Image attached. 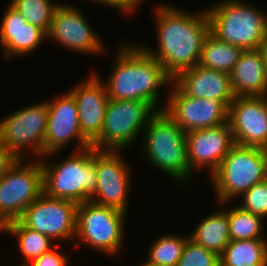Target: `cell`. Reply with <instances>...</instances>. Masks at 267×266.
Listing matches in <instances>:
<instances>
[{
    "instance_id": "9",
    "label": "cell",
    "mask_w": 267,
    "mask_h": 266,
    "mask_svg": "<svg viewBox=\"0 0 267 266\" xmlns=\"http://www.w3.org/2000/svg\"><path fill=\"white\" fill-rule=\"evenodd\" d=\"M16 159L0 179V229L18 220L23 212L43 193L41 159L22 164Z\"/></svg>"
},
{
    "instance_id": "25",
    "label": "cell",
    "mask_w": 267,
    "mask_h": 266,
    "mask_svg": "<svg viewBox=\"0 0 267 266\" xmlns=\"http://www.w3.org/2000/svg\"><path fill=\"white\" fill-rule=\"evenodd\" d=\"M0 231L16 235L19 246L18 249L26 261L20 266H27L34 259L54 248L52 247L53 245L55 246L54 242L49 237L38 231L29 229L19 220L8 222Z\"/></svg>"
},
{
    "instance_id": "15",
    "label": "cell",
    "mask_w": 267,
    "mask_h": 266,
    "mask_svg": "<svg viewBox=\"0 0 267 266\" xmlns=\"http://www.w3.org/2000/svg\"><path fill=\"white\" fill-rule=\"evenodd\" d=\"M228 123L235 144L267 149V95L235 97Z\"/></svg>"
},
{
    "instance_id": "13",
    "label": "cell",
    "mask_w": 267,
    "mask_h": 266,
    "mask_svg": "<svg viewBox=\"0 0 267 266\" xmlns=\"http://www.w3.org/2000/svg\"><path fill=\"white\" fill-rule=\"evenodd\" d=\"M119 151L95 149L97 187L90 200L127 212L128 192L131 190V170ZM97 196V197H96Z\"/></svg>"
},
{
    "instance_id": "7",
    "label": "cell",
    "mask_w": 267,
    "mask_h": 266,
    "mask_svg": "<svg viewBox=\"0 0 267 266\" xmlns=\"http://www.w3.org/2000/svg\"><path fill=\"white\" fill-rule=\"evenodd\" d=\"M156 112L146 101L109 99L101 133L91 146L100 151L124 150L139 137Z\"/></svg>"
},
{
    "instance_id": "1",
    "label": "cell",
    "mask_w": 267,
    "mask_h": 266,
    "mask_svg": "<svg viewBox=\"0 0 267 266\" xmlns=\"http://www.w3.org/2000/svg\"><path fill=\"white\" fill-rule=\"evenodd\" d=\"M155 13L157 49L142 47L174 79L179 73L199 64L204 40L210 33L209 17L206 10L194 14L170 4H158Z\"/></svg>"
},
{
    "instance_id": "26",
    "label": "cell",
    "mask_w": 267,
    "mask_h": 266,
    "mask_svg": "<svg viewBox=\"0 0 267 266\" xmlns=\"http://www.w3.org/2000/svg\"><path fill=\"white\" fill-rule=\"evenodd\" d=\"M230 240H250L262 237L263 218L238 205L228 209ZM262 232V233H261Z\"/></svg>"
},
{
    "instance_id": "23",
    "label": "cell",
    "mask_w": 267,
    "mask_h": 266,
    "mask_svg": "<svg viewBox=\"0 0 267 266\" xmlns=\"http://www.w3.org/2000/svg\"><path fill=\"white\" fill-rule=\"evenodd\" d=\"M220 266H267V240H231L220 255Z\"/></svg>"
},
{
    "instance_id": "14",
    "label": "cell",
    "mask_w": 267,
    "mask_h": 266,
    "mask_svg": "<svg viewBox=\"0 0 267 266\" xmlns=\"http://www.w3.org/2000/svg\"><path fill=\"white\" fill-rule=\"evenodd\" d=\"M54 99V100H53ZM52 100H47L48 118L44 140V156L54 155L63 149L71 140L76 139L78 145L73 151H80L91 146V143L82 135L79 127V118L76 101L68 91Z\"/></svg>"
},
{
    "instance_id": "33",
    "label": "cell",
    "mask_w": 267,
    "mask_h": 266,
    "mask_svg": "<svg viewBox=\"0 0 267 266\" xmlns=\"http://www.w3.org/2000/svg\"><path fill=\"white\" fill-rule=\"evenodd\" d=\"M16 158L3 146L0 141V179Z\"/></svg>"
},
{
    "instance_id": "18",
    "label": "cell",
    "mask_w": 267,
    "mask_h": 266,
    "mask_svg": "<svg viewBox=\"0 0 267 266\" xmlns=\"http://www.w3.org/2000/svg\"><path fill=\"white\" fill-rule=\"evenodd\" d=\"M73 95L82 135L92 143L101 133L109 97L104 80L96 73L69 90Z\"/></svg>"
},
{
    "instance_id": "22",
    "label": "cell",
    "mask_w": 267,
    "mask_h": 266,
    "mask_svg": "<svg viewBox=\"0 0 267 266\" xmlns=\"http://www.w3.org/2000/svg\"><path fill=\"white\" fill-rule=\"evenodd\" d=\"M198 245L215 252L219 256L230 240L228 209L219 210L200 220L199 225L189 235Z\"/></svg>"
},
{
    "instance_id": "19",
    "label": "cell",
    "mask_w": 267,
    "mask_h": 266,
    "mask_svg": "<svg viewBox=\"0 0 267 266\" xmlns=\"http://www.w3.org/2000/svg\"><path fill=\"white\" fill-rule=\"evenodd\" d=\"M173 83L186 95L200 99H216L227 108L236 97L228 73L197 65L179 73Z\"/></svg>"
},
{
    "instance_id": "11",
    "label": "cell",
    "mask_w": 267,
    "mask_h": 266,
    "mask_svg": "<svg viewBox=\"0 0 267 266\" xmlns=\"http://www.w3.org/2000/svg\"><path fill=\"white\" fill-rule=\"evenodd\" d=\"M78 204L59 198H53L44 192L23 212L18 219L24 226L56 239L75 238L76 212Z\"/></svg>"
},
{
    "instance_id": "31",
    "label": "cell",
    "mask_w": 267,
    "mask_h": 266,
    "mask_svg": "<svg viewBox=\"0 0 267 266\" xmlns=\"http://www.w3.org/2000/svg\"><path fill=\"white\" fill-rule=\"evenodd\" d=\"M56 247H58L57 244L49 252L43 253L27 266H67L69 257H67L66 253L59 252Z\"/></svg>"
},
{
    "instance_id": "29",
    "label": "cell",
    "mask_w": 267,
    "mask_h": 266,
    "mask_svg": "<svg viewBox=\"0 0 267 266\" xmlns=\"http://www.w3.org/2000/svg\"><path fill=\"white\" fill-rule=\"evenodd\" d=\"M176 266H220V256L189 238Z\"/></svg>"
},
{
    "instance_id": "27",
    "label": "cell",
    "mask_w": 267,
    "mask_h": 266,
    "mask_svg": "<svg viewBox=\"0 0 267 266\" xmlns=\"http://www.w3.org/2000/svg\"><path fill=\"white\" fill-rule=\"evenodd\" d=\"M190 237L165 234L157 238L148 252V262L159 266H176Z\"/></svg>"
},
{
    "instance_id": "16",
    "label": "cell",
    "mask_w": 267,
    "mask_h": 266,
    "mask_svg": "<svg viewBox=\"0 0 267 266\" xmlns=\"http://www.w3.org/2000/svg\"><path fill=\"white\" fill-rule=\"evenodd\" d=\"M84 17L75 6L59 4L54 11L47 38L80 53L97 55L104 52L101 38Z\"/></svg>"
},
{
    "instance_id": "4",
    "label": "cell",
    "mask_w": 267,
    "mask_h": 266,
    "mask_svg": "<svg viewBox=\"0 0 267 266\" xmlns=\"http://www.w3.org/2000/svg\"><path fill=\"white\" fill-rule=\"evenodd\" d=\"M210 32L219 40L243 50L267 44V13L241 0H224L206 8Z\"/></svg>"
},
{
    "instance_id": "34",
    "label": "cell",
    "mask_w": 267,
    "mask_h": 266,
    "mask_svg": "<svg viewBox=\"0 0 267 266\" xmlns=\"http://www.w3.org/2000/svg\"><path fill=\"white\" fill-rule=\"evenodd\" d=\"M262 54L264 57V64H265V72L267 75V44L262 47Z\"/></svg>"
},
{
    "instance_id": "30",
    "label": "cell",
    "mask_w": 267,
    "mask_h": 266,
    "mask_svg": "<svg viewBox=\"0 0 267 266\" xmlns=\"http://www.w3.org/2000/svg\"><path fill=\"white\" fill-rule=\"evenodd\" d=\"M243 205L238 206L248 212L257 214L263 219L267 216V179L258 182L242 194Z\"/></svg>"
},
{
    "instance_id": "5",
    "label": "cell",
    "mask_w": 267,
    "mask_h": 266,
    "mask_svg": "<svg viewBox=\"0 0 267 266\" xmlns=\"http://www.w3.org/2000/svg\"><path fill=\"white\" fill-rule=\"evenodd\" d=\"M46 163L41 160L46 195L77 204L90 200L97 187L94 147L72 151L55 165Z\"/></svg>"
},
{
    "instance_id": "6",
    "label": "cell",
    "mask_w": 267,
    "mask_h": 266,
    "mask_svg": "<svg viewBox=\"0 0 267 266\" xmlns=\"http://www.w3.org/2000/svg\"><path fill=\"white\" fill-rule=\"evenodd\" d=\"M211 179L217 202L228 203L267 179V149L235 144Z\"/></svg>"
},
{
    "instance_id": "20",
    "label": "cell",
    "mask_w": 267,
    "mask_h": 266,
    "mask_svg": "<svg viewBox=\"0 0 267 266\" xmlns=\"http://www.w3.org/2000/svg\"><path fill=\"white\" fill-rule=\"evenodd\" d=\"M4 12L0 26V45L6 58L33 53L41 41L47 38L42 29L28 23L10 3Z\"/></svg>"
},
{
    "instance_id": "32",
    "label": "cell",
    "mask_w": 267,
    "mask_h": 266,
    "mask_svg": "<svg viewBox=\"0 0 267 266\" xmlns=\"http://www.w3.org/2000/svg\"><path fill=\"white\" fill-rule=\"evenodd\" d=\"M96 3L104 4L106 6L115 7L123 13H133L137 6L140 4L139 0H92Z\"/></svg>"
},
{
    "instance_id": "12",
    "label": "cell",
    "mask_w": 267,
    "mask_h": 266,
    "mask_svg": "<svg viewBox=\"0 0 267 266\" xmlns=\"http://www.w3.org/2000/svg\"><path fill=\"white\" fill-rule=\"evenodd\" d=\"M164 112L186 133L228 123V108L216 99L184 94L173 82Z\"/></svg>"
},
{
    "instance_id": "28",
    "label": "cell",
    "mask_w": 267,
    "mask_h": 266,
    "mask_svg": "<svg viewBox=\"0 0 267 266\" xmlns=\"http://www.w3.org/2000/svg\"><path fill=\"white\" fill-rule=\"evenodd\" d=\"M10 4L28 23L38 26L46 34L50 30L54 11L59 5L51 0H12Z\"/></svg>"
},
{
    "instance_id": "21",
    "label": "cell",
    "mask_w": 267,
    "mask_h": 266,
    "mask_svg": "<svg viewBox=\"0 0 267 266\" xmlns=\"http://www.w3.org/2000/svg\"><path fill=\"white\" fill-rule=\"evenodd\" d=\"M229 75L236 97L267 95V75L262 48L244 50Z\"/></svg>"
},
{
    "instance_id": "35",
    "label": "cell",
    "mask_w": 267,
    "mask_h": 266,
    "mask_svg": "<svg viewBox=\"0 0 267 266\" xmlns=\"http://www.w3.org/2000/svg\"><path fill=\"white\" fill-rule=\"evenodd\" d=\"M141 266H159V265H155V264H152V263L146 261L143 264L141 263Z\"/></svg>"
},
{
    "instance_id": "2",
    "label": "cell",
    "mask_w": 267,
    "mask_h": 266,
    "mask_svg": "<svg viewBox=\"0 0 267 266\" xmlns=\"http://www.w3.org/2000/svg\"><path fill=\"white\" fill-rule=\"evenodd\" d=\"M117 53L114 68L104 83L108 97L113 100H142L156 111L163 110V106L157 107L158 90L164 84H172L173 79L161 63L141 44L126 43Z\"/></svg>"
},
{
    "instance_id": "3",
    "label": "cell",
    "mask_w": 267,
    "mask_h": 266,
    "mask_svg": "<svg viewBox=\"0 0 267 266\" xmlns=\"http://www.w3.org/2000/svg\"><path fill=\"white\" fill-rule=\"evenodd\" d=\"M143 132V153L147 160L183 186L192 175L185 132L164 110L150 118Z\"/></svg>"
},
{
    "instance_id": "17",
    "label": "cell",
    "mask_w": 267,
    "mask_h": 266,
    "mask_svg": "<svg viewBox=\"0 0 267 266\" xmlns=\"http://www.w3.org/2000/svg\"><path fill=\"white\" fill-rule=\"evenodd\" d=\"M185 137L190 170L193 172L205 166L210 175L235 145L229 123L186 132Z\"/></svg>"
},
{
    "instance_id": "24",
    "label": "cell",
    "mask_w": 267,
    "mask_h": 266,
    "mask_svg": "<svg viewBox=\"0 0 267 266\" xmlns=\"http://www.w3.org/2000/svg\"><path fill=\"white\" fill-rule=\"evenodd\" d=\"M244 50L219 40L211 32L204 40L199 65L230 73Z\"/></svg>"
},
{
    "instance_id": "10",
    "label": "cell",
    "mask_w": 267,
    "mask_h": 266,
    "mask_svg": "<svg viewBox=\"0 0 267 266\" xmlns=\"http://www.w3.org/2000/svg\"><path fill=\"white\" fill-rule=\"evenodd\" d=\"M47 118V101L12 112L0 120L1 143L16 159H25V148H32L33 156H42V159Z\"/></svg>"
},
{
    "instance_id": "8",
    "label": "cell",
    "mask_w": 267,
    "mask_h": 266,
    "mask_svg": "<svg viewBox=\"0 0 267 266\" xmlns=\"http://www.w3.org/2000/svg\"><path fill=\"white\" fill-rule=\"evenodd\" d=\"M126 212L91 200L80 203L76 212L75 238L104 254L119 252L123 242Z\"/></svg>"
}]
</instances>
